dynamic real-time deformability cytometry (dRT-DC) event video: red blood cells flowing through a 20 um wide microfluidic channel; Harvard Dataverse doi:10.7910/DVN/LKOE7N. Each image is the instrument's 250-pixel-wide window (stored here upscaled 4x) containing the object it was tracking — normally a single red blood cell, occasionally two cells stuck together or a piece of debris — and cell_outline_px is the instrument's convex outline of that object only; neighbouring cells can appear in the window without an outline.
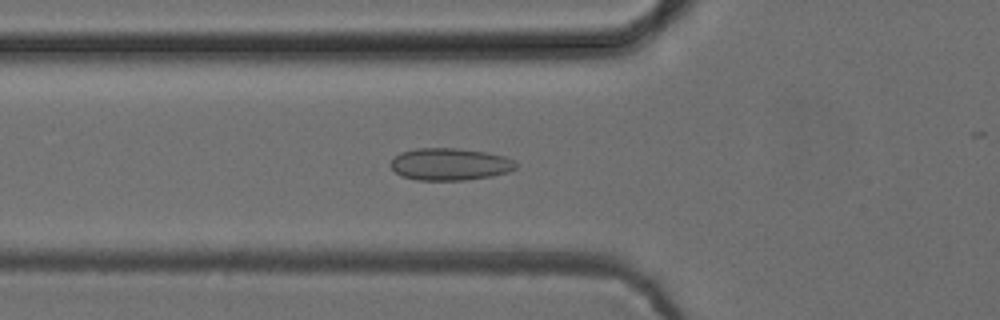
{"species": "common noctule bat (a hibernating species)", "species_latin": "Nyctalus noctula", "temperature_condition": "cold", "stored_images_in_passage": 45, "camera_frame_rate_fps": 3000, "um_per_image_px": 0.085, "animal": {"sex": "female", "body_mass_g": 24.6, "forearm_length_mm": 56.2}, "frame": {"image": 1, "passage_image": 19, "time_ms": 6.0, "image_size_px": [1000, 320], "cell_outline_px": [[520, 164], [516, 168], [508, 172], [492, 176], [464, 180], [416, 180], [400, 176], [388, 164], [400, 152], [416, 148], [460, 148], [488, 152], [504, 156], [516, 160]], "centroid_in_image_um": [38.27, 13.95], "position_along_channel_um": 87.5, "area_um2": 23.87}}
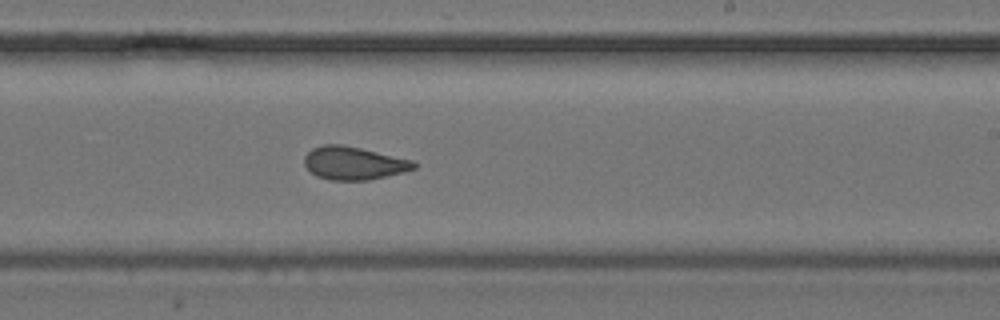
{"frame": {"image": 2, "passage_image": 32, "time_ms": 10.333, "image_size_px": [1000, 320], "cell_outline_px": [[416, 168], [404, 172], [368, 180], [332, 180], [316, 176], [304, 164], [304, 156], [312, 148], [324, 144], [340, 144], [360, 148], [416, 160]], "centroid_in_image_um": [30.09, 13.86], "position_along_channel_um": 258.9, "area_um2": 21.15}}
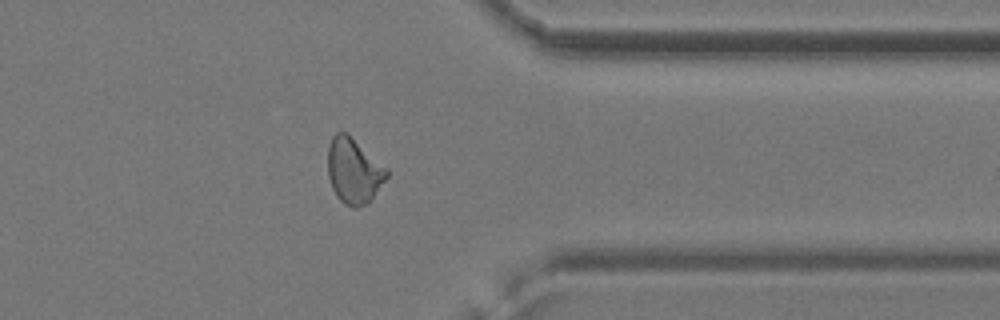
{"frame": {"image": 3, "passage_image": 42, "time_ms": 13.667, "image_size_px": [1000, 320], "cell_outline_px": [[388, 176], [368, 204], [356, 208], [352, 208], [344, 204], [336, 196], [332, 188], [328, 176], [328, 144], [332, 136], [336, 132], [344, 132], [388, 168]], "centroid_in_image_um": [30.06, 14.56], "position_along_channel_um": 381.3, "area_um2": 22.37}}